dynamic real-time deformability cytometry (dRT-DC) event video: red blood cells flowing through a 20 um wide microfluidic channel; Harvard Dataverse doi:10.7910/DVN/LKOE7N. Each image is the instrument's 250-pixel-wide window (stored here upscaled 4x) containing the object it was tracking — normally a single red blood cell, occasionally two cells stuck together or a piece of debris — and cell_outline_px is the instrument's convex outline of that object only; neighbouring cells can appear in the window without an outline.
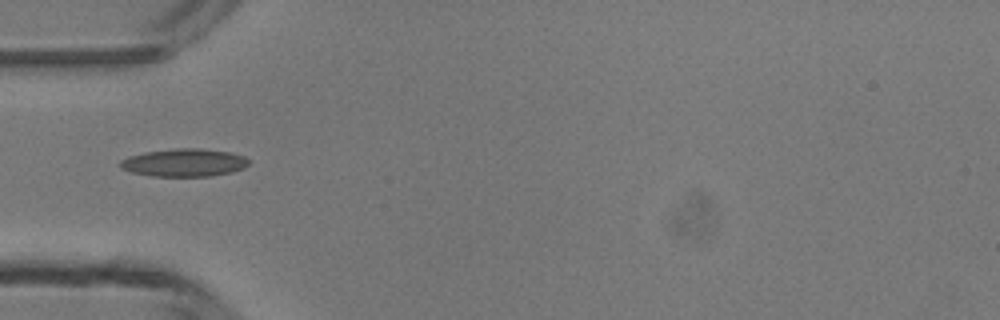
{"species": "common noctule bat (a hibernating species)", "species_latin": "Nyctalus noctula", "temperature_condition": "room temperature", "stored_images_in_passage": 2, "camera_frame_rate_fps": 3000, "um_per_image_px": 0.085, "animal": {"sex": "male", "body_mass_g": 13.3}, "frame": {"image": 1, "passage_image": 1, "time_ms": 0.0, "image_size_px": [1000, 320], "cell_outline_px": [[248, 164], [244, 168], [232, 172], [208, 176], [152, 176], [132, 172], [120, 168], [120, 160], [128, 156], [144, 152], [176, 148], [200, 148], [228, 152], [244, 156], [248, 160]], "centroid_in_image_um": [15.63, 13.82], "position_along_channel_um": 69.4, "area_um2": 20.81}}
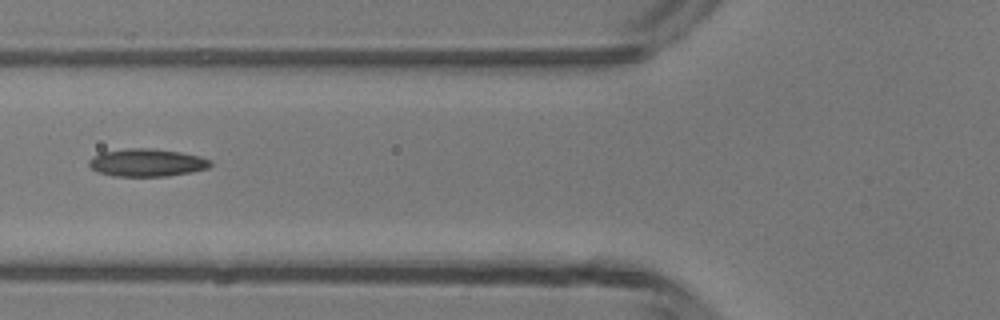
{"frame": {"image": 2, "passage_image": 2, "time_ms": 1.0, "image_size_px": [1000, 320], "cell_outline_px": [[212, 164], [208, 168], [192, 172], [168, 176], [112, 176], [96, 172], [88, 164], [88, 160], [92, 156], [100, 152], [128, 148], [152, 148], [180, 152], [200, 156], [212, 160]], "centroid_in_image_um": [12.47, 13.82], "position_along_channel_um": 113.3, "area_um2": 19.88}}